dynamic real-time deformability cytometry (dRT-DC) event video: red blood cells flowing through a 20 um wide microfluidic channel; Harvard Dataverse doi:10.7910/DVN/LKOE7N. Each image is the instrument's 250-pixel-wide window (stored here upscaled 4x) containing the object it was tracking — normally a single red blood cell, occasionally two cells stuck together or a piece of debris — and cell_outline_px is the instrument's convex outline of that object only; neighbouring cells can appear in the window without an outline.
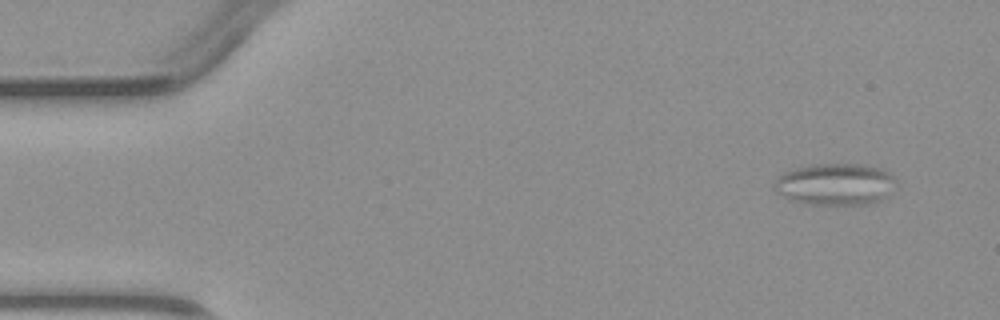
{"species": "common noctule bat (a hibernating species)", "species_latin": "Nyctalus noctula", "temperature_condition": "warm", "stored_images_in_passage": 5, "camera_frame_rate_fps": 3000, "um_per_image_px": 0.085, "animal": {"sex": "male", "body_mass_g": 23.1, "forearm_length_mm": 52.7}, "frame": {"image": 1, "passage_image": 2, "time_ms": 1.0, "image_size_px": [1000, 320], "cell_outline_px": [[896, 180], [892, 192], [888, 196], [872, 204], [804, 204], [788, 200], [776, 192], [772, 188], [772, 184], [784, 172], [808, 164], [864, 164], [880, 168], [888, 172]], "centroid_in_image_um": [70.98, 15.66], "position_along_channel_um": 14.0, "area_um2": 30.06}}